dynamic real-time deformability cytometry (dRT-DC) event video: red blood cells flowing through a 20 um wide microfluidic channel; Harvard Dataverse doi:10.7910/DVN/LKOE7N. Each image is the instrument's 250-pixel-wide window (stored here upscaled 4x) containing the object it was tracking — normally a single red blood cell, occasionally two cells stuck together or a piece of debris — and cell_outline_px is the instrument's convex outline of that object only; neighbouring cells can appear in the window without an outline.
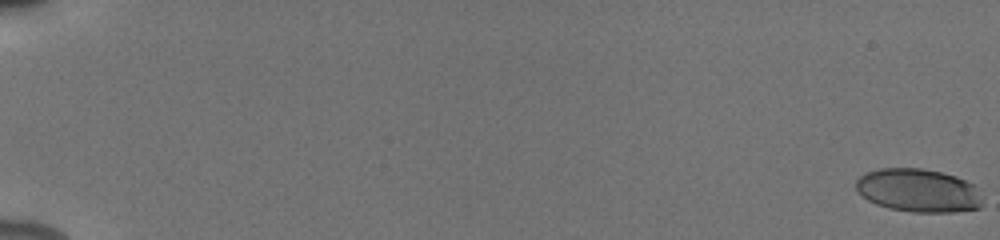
{"species": "human", "species_latin": "Homo sapiens", "temperature_condition": "cold", "stored_images_in_passage": 56, "camera_frame_rate_fps": 3000, "um_per_image_px": 0.085, "donor": {"sex": "male"}, "frame": {"image": 1, "passage_image": 1, "time_ms": 0.0, "image_size_px": [1000, 240], "cell_outline_px": [[980, 208], [952, 212], [916, 212], [892, 208], [876, 204], [868, 200], [856, 188], [856, 180], [860, 176], [868, 172], [880, 168], [920, 168], [940, 172], [956, 176], [972, 184], [980, 204]], "centroid_in_image_um": [78.0, 16.18], "position_along_channel_um": 7.0, "area_um2": 31.15}}
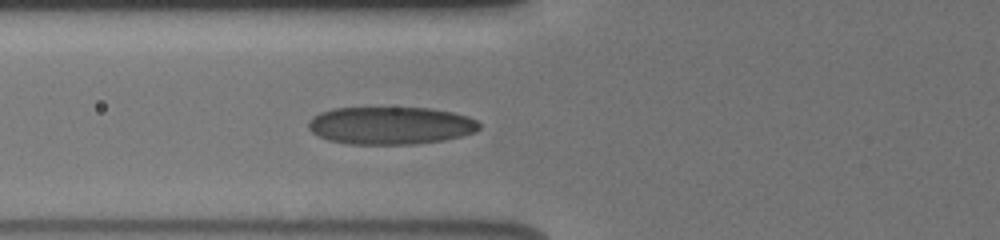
{"frame": {"image": 2, "passage_image": 24, "time_ms": 7.667, "image_size_px": [1000, 240], "cell_outline_px": [[480, 128], [476, 132], [444, 140], [412, 144], [348, 144], [328, 140], [312, 132], [308, 128], [308, 120], [312, 116], [320, 112], [332, 108], [428, 108], [452, 112], [468, 116], [476, 120], [480, 124]], "centroid_in_image_um": [33.18, 10.67], "position_along_channel_um": 92.6, "area_um2": 37.57}}
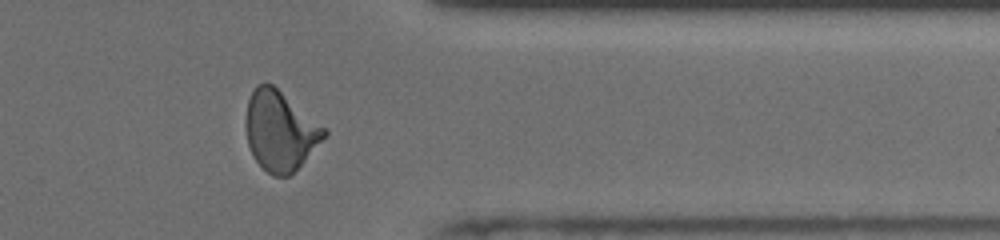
{"frame": {"image": 3, "passage_image": 47, "time_ms": 15.333, "image_size_px": [1000, 240], "cell_outline_px": [[328, 136], [288, 176], [272, 176], [256, 160], [248, 144], [244, 124], [248, 100], [256, 84], [272, 84], [328, 128]], "centroid_in_image_um": [23.83, 11.1], "position_along_channel_um": 387.6, "area_um2": 36.36}, "authors_computed_cell_mechanics": {"area_um2": 35.6626, "velocity_mm_per_s": 3.9152, "shape_relaxation_time_tau1_ms": 5.6053, "shape_relaxation_time_tau2_ms": 1.036, "deformation_change_tau1": 0.1863, "deformation_change_tau2": 0.0593}}